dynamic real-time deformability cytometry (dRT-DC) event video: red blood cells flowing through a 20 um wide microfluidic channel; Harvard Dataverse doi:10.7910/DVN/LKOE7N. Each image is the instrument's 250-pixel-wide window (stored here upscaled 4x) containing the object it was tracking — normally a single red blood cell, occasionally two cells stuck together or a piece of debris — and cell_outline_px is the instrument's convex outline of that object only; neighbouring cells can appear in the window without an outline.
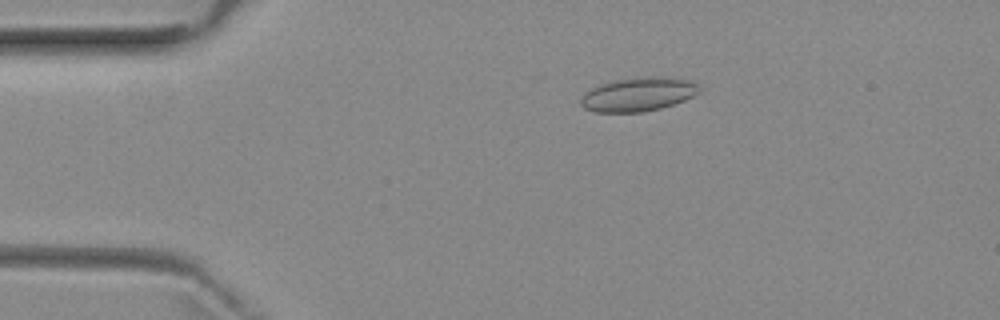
{"species": "common noctule bat (a hibernating species)", "species_latin": "Nyctalus noctula", "temperature_condition": "room temperature", "stored_images_in_passage": 3, "camera_frame_rate_fps": 3000, "um_per_image_px": 0.085, "animal": {"sex": "female", "body_mass_g": 29.2, "forearm_length_mm": 56.3}, "frame": {"image": 1, "passage_image": 1, "time_ms": 0.0, "image_size_px": [1000, 320], "cell_outline_px": [[700, 92], [684, 100], [660, 108], [640, 112], [596, 112], [584, 108], [580, 104], [580, 96], [584, 92], [600, 84], [616, 80], [648, 76], [664, 76], [692, 80], [700, 88]], "centroid_in_image_um": [54.23, 8.01], "position_along_channel_um": 30.8, "area_um2": 23.41}}